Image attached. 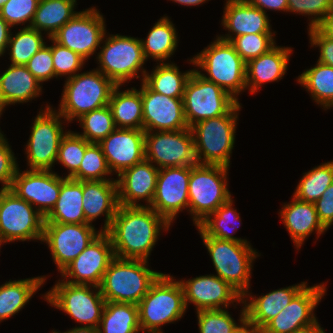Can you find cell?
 <instances>
[{
  "label": "cell",
  "mask_w": 333,
  "mask_h": 333,
  "mask_svg": "<svg viewBox=\"0 0 333 333\" xmlns=\"http://www.w3.org/2000/svg\"><path fill=\"white\" fill-rule=\"evenodd\" d=\"M169 227L170 224L151 207L119 205L106 233L115 257L147 261L160 231H168Z\"/></svg>",
  "instance_id": "1"
},
{
  "label": "cell",
  "mask_w": 333,
  "mask_h": 333,
  "mask_svg": "<svg viewBox=\"0 0 333 333\" xmlns=\"http://www.w3.org/2000/svg\"><path fill=\"white\" fill-rule=\"evenodd\" d=\"M147 262L115 257L99 286L105 301L138 305L162 274L149 269Z\"/></svg>",
  "instance_id": "2"
},
{
  "label": "cell",
  "mask_w": 333,
  "mask_h": 333,
  "mask_svg": "<svg viewBox=\"0 0 333 333\" xmlns=\"http://www.w3.org/2000/svg\"><path fill=\"white\" fill-rule=\"evenodd\" d=\"M189 61L206 71L208 76L196 70L204 79L217 84L237 101L239 93L247 88L246 62L230 42L221 40L218 36Z\"/></svg>",
  "instance_id": "3"
},
{
  "label": "cell",
  "mask_w": 333,
  "mask_h": 333,
  "mask_svg": "<svg viewBox=\"0 0 333 333\" xmlns=\"http://www.w3.org/2000/svg\"><path fill=\"white\" fill-rule=\"evenodd\" d=\"M240 109L238 102L227 114L199 121L190 127L199 164L230 166Z\"/></svg>",
  "instance_id": "4"
},
{
  "label": "cell",
  "mask_w": 333,
  "mask_h": 333,
  "mask_svg": "<svg viewBox=\"0 0 333 333\" xmlns=\"http://www.w3.org/2000/svg\"><path fill=\"white\" fill-rule=\"evenodd\" d=\"M173 278L162 273L138 303L141 331L163 333L161 325L177 321L185 314L184 291Z\"/></svg>",
  "instance_id": "5"
},
{
  "label": "cell",
  "mask_w": 333,
  "mask_h": 333,
  "mask_svg": "<svg viewBox=\"0 0 333 333\" xmlns=\"http://www.w3.org/2000/svg\"><path fill=\"white\" fill-rule=\"evenodd\" d=\"M117 85L97 68L76 74L65 81L59 113L64 121H73L83 114L109 105Z\"/></svg>",
  "instance_id": "6"
},
{
  "label": "cell",
  "mask_w": 333,
  "mask_h": 333,
  "mask_svg": "<svg viewBox=\"0 0 333 333\" xmlns=\"http://www.w3.org/2000/svg\"><path fill=\"white\" fill-rule=\"evenodd\" d=\"M228 169L227 166L215 164L197 163L191 166L188 208L196 227L231 198L227 188Z\"/></svg>",
  "instance_id": "7"
},
{
  "label": "cell",
  "mask_w": 333,
  "mask_h": 333,
  "mask_svg": "<svg viewBox=\"0 0 333 333\" xmlns=\"http://www.w3.org/2000/svg\"><path fill=\"white\" fill-rule=\"evenodd\" d=\"M212 258L217 276L229 283L242 296L249 291L252 262L259 255L249 242L201 237Z\"/></svg>",
  "instance_id": "8"
},
{
  "label": "cell",
  "mask_w": 333,
  "mask_h": 333,
  "mask_svg": "<svg viewBox=\"0 0 333 333\" xmlns=\"http://www.w3.org/2000/svg\"><path fill=\"white\" fill-rule=\"evenodd\" d=\"M101 46L97 54L100 63L99 70L116 85H124L128 80L139 77V70L142 71L144 80L146 70L143 69L145 58L143 55L141 39L119 34H111Z\"/></svg>",
  "instance_id": "9"
},
{
  "label": "cell",
  "mask_w": 333,
  "mask_h": 333,
  "mask_svg": "<svg viewBox=\"0 0 333 333\" xmlns=\"http://www.w3.org/2000/svg\"><path fill=\"white\" fill-rule=\"evenodd\" d=\"M95 289V291L93 289ZM44 299L56 309H61L84 327L98 328L106 301L100 287L94 285L70 284L59 280L45 294Z\"/></svg>",
  "instance_id": "10"
},
{
  "label": "cell",
  "mask_w": 333,
  "mask_h": 333,
  "mask_svg": "<svg viewBox=\"0 0 333 333\" xmlns=\"http://www.w3.org/2000/svg\"><path fill=\"white\" fill-rule=\"evenodd\" d=\"M237 103L220 86L207 81L193 69L183 96L184 116L189 128L199 121L227 114Z\"/></svg>",
  "instance_id": "11"
},
{
  "label": "cell",
  "mask_w": 333,
  "mask_h": 333,
  "mask_svg": "<svg viewBox=\"0 0 333 333\" xmlns=\"http://www.w3.org/2000/svg\"><path fill=\"white\" fill-rule=\"evenodd\" d=\"M11 189H0V236L5 242L40 240L45 217Z\"/></svg>",
  "instance_id": "12"
},
{
  "label": "cell",
  "mask_w": 333,
  "mask_h": 333,
  "mask_svg": "<svg viewBox=\"0 0 333 333\" xmlns=\"http://www.w3.org/2000/svg\"><path fill=\"white\" fill-rule=\"evenodd\" d=\"M41 111L32 123L26 146L29 170H51L56 162L61 140L67 133L62 127L63 117L57 110L47 105Z\"/></svg>",
  "instance_id": "13"
},
{
  "label": "cell",
  "mask_w": 333,
  "mask_h": 333,
  "mask_svg": "<svg viewBox=\"0 0 333 333\" xmlns=\"http://www.w3.org/2000/svg\"><path fill=\"white\" fill-rule=\"evenodd\" d=\"M145 159L158 169L196 165L191 129L145 132Z\"/></svg>",
  "instance_id": "14"
},
{
  "label": "cell",
  "mask_w": 333,
  "mask_h": 333,
  "mask_svg": "<svg viewBox=\"0 0 333 333\" xmlns=\"http://www.w3.org/2000/svg\"><path fill=\"white\" fill-rule=\"evenodd\" d=\"M105 26L104 18L99 10L91 7L78 12L52 38L86 61L107 37Z\"/></svg>",
  "instance_id": "15"
},
{
  "label": "cell",
  "mask_w": 333,
  "mask_h": 333,
  "mask_svg": "<svg viewBox=\"0 0 333 333\" xmlns=\"http://www.w3.org/2000/svg\"><path fill=\"white\" fill-rule=\"evenodd\" d=\"M102 231L89 223H45L41 242H45L61 273Z\"/></svg>",
  "instance_id": "16"
},
{
  "label": "cell",
  "mask_w": 333,
  "mask_h": 333,
  "mask_svg": "<svg viewBox=\"0 0 333 333\" xmlns=\"http://www.w3.org/2000/svg\"><path fill=\"white\" fill-rule=\"evenodd\" d=\"M114 258L111 239L106 232H101L61 272V277H64L63 281L70 284L94 285L99 287L105 271ZM68 277L72 280H68Z\"/></svg>",
  "instance_id": "17"
},
{
  "label": "cell",
  "mask_w": 333,
  "mask_h": 333,
  "mask_svg": "<svg viewBox=\"0 0 333 333\" xmlns=\"http://www.w3.org/2000/svg\"><path fill=\"white\" fill-rule=\"evenodd\" d=\"M190 172L191 166L159 169L156 190L150 207L170 225L177 213L188 209Z\"/></svg>",
  "instance_id": "18"
},
{
  "label": "cell",
  "mask_w": 333,
  "mask_h": 333,
  "mask_svg": "<svg viewBox=\"0 0 333 333\" xmlns=\"http://www.w3.org/2000/svg\"><path fill=\"white\" fill-rule=\"evenodd\" d=\"M307 285L260 330L261 333H292L318 321L313 312L326 292V285L324 286V283L311 287Z\"/></svg>",
  "instance_id": "19"
},
{
  "label": "cell",
  "mask_w": 333,
  "mask_h": 333,
  "mask_svg": "<svg viewBox=\"0 0 333 333\" xmlns=\"http://www.w3.org/2000/svg\"><path fill=\"white\" fill-rule=\"evenodd\" d=\"M19 170L10 189L46 217L58 200L61 176L52 170H26L22 173Z\"/></svg>",
  "instance_id": "20"
},
{
  "label": "cell",
  "mask_w": 333,
  "mask_h": 333,
  "mask_svg": "<svg viewBox=\"0 0 333 333\" xmlns=\"http://www.w3.org/2000/svg\"><path fill=\"white\" fill-rule=\"evenodd\" d=\"M141 84L145 132L189 128L184 116L183 98L168 97L152 91L143 81Z\"/></svg>",
  "instance_id": "21"
},
{
  "label": "cell",
  "mask_w": 333,
  "mask_h": 333,
  "mask_svg": "<svg viewBox=\"0 0 333 333\" xmlns=\"http://www.w3.org/2000/svg\"><path fill=\"white\" fill-rule=\"evenodd\" d=\"M179 282L184 291L186 308L191 302L197 311L223 309V307L228 309L231 303L243 302V296L217 275H203Z\"/></svg>",
  "instance_id": "22"
},
{
  "label": "cell",
  "mask_w": 333,
  "mask_h": 333,
  "mask_svg": "<svg viewBox=\"0 0 333 333\" xmlns=\"http://www.w3.org/2000/svg\"><path fill=\"white\" fill-rule=\"evenodd\" d=\"M111 172L118 175L145 159V131L116 128L98 143Z\"/></svg>",
  "instance_id": "23"
},
{
  "label": "cell",
  "mask_w": 333,
  "mask_h": 333,
  "mask_svg": "<svg viewBox=\"0 0 333 333\" xmlns=\"http://www.w3.org/2000/svg\"><path fill=\"white\" fill-rule=\"evenodd\" d=\"M154 165L144 159L117 175L119 178L116 180L119 205L151 206L159 172V169ZM142 199L146 200L148 205L137 203Z\"/></svg>",
  "instance_id": "24"
},
{
  "label": "cell",
  "mask_w": 333,
  "mask_h": 333,
  "mask_svg": "<svg viewBox=\"0 0 333 333\" xmlns=\"http://www.w3.org/2000/svg\"><path fill=\"white\" fill-rule=\"evenodd\" d=\"M224 10L222 25L233 34L219 36L221 40L230 42L241 35L272 33L267 14L245 0H227Z\"/></svg>",
  "instance_id": "25"
},
{
  "label": "cell",
  "mask_w": 333,
  "mask_h": 333,
  "mask_svg": "<svg viewBox=\"0 0 333 333\" xmlns=\"http://www.w3.org/2000/svg\"><path fill=\"white\" fill-rule=\"evenodd\" d=\"M82 204L85 223L92 225L93 221L105 214L106 220L101 231L106 232L119 207L116 179L83 181Z\"/></svg>",
  "instance_id": "26"
},
{
  "label": "cell",
  "mask_w": 333,
  "mask_h": 333,
  "mask_svg": "<svg viewBox=\"0 0 333 333\" xmlns=\"http://www.w3.org/2000/svg\"><path fill=\"white\" fill-rule=\"evenodd\" d=\"M307 284L292 285L286 288L273 290L258 298L247 292L243 296V307H245L246 320L261 330L271 319L278 315L286 307L293 297ZM250 299L248 302V298ZM247 299V300H246ZM247 302V303H246Z\"/></svg>",
  "instance_id": "27"
},
{
  "label": "cell",
  "mask_w": 333,
  "mask_h": 333,
  "mask_svg": "<svg viewBox=\"0 0 333 333\" xmlns=\"http://www.w3.org/2000/svg\"><path fill=\"white\" fill-rule=\"evenodd\" d=\"M292 49L275 46L270 51L246 63V87L251 93L257 92L266 82L282 79L286 74Z\"/></svg>",
  "instance_id": "28"
},
{
  "label": "cell",
  "mask_w": 333,
  "mask_h": 333,
  "mask_svg": "<svg viewBox=\"0 0 333 333\" xmlns=\"http://www.w3.org/2000/svg\"><path fill=\"white\" fill-rule=\"evenodd\" d=\"M292 197L291 203L283 206L280 217L298 250L314 230L319 237L327 229L320 222L314 203L301 201L295 196Z\"/></svg>",
  "instance_id": "29"
},
{
  "label": "cell",
  "mask_w": 333,
  "mask_h": 333,
  "mask_svg": "<svg viewBox=\"0 0 333 333\" xmlns=\"http://www.w3.org/2000/svg\"><path fill=\"white\" fill-rule=\"evenodd\" d=\"M42 92L41 83L23 65H11L0 74V107L26 103Z\"/></svg>",
  "instance_id": "30"
},
{
  "label": "cell",
  "mask_w": 333,
  "mask_h": 333,
  "mask_svg": "<svg viewBox=\"0 0 333 333\" xmlns=\"http://www.w3.org/2000/svg\"><path fill=\"white\" fill-rule=\"evenodd\" d=\"M82 199L83 181L61 177L58 200L51 212L45 217V223H85Z\"/></svg>",
  "instance_id": "31"
},
{
  "label": "cell",
  "mask_w": 333,
  "mask_h": 333,
  "mask_svg": "<svg viewBox=\"0 0 333 333\" xmlns=\"http://www.w3.org/2000/svg\"><path fill=\"white\" fill-rule=\"evenodd\" d=\"M119 89L120 85L113 89L109 101L116 128L143 129L141 88Z\"/></svg>",
  "instance_id": "32"
},
{
  "label": "cell",
  "mask_w": 333,
  "mask_h": 333,
  "mask_svg": "<svg viewBox=\"0 0 333 333\" xmlns=\"http://www.w3.org/2000/svg\"><path fill=\"white\" fill-rule=\"evenodd\" d=\"M46 277L38 276L6 282L0 286V322L14 316L44 284Z\"/></svg>",
  "instance_id": "33"
},
{
  "label": "cell",
  "mask_w": 333,
  "mask_h": 333,
  "mask_svg": "<svg viewBox=\"0 0 333 333\" xmlns=\"http://www.w3.org/2000/svg\"><path fill=\"white\" fill-rule=\"evenodd\" d=\"M76 0H40L30 27L47 32L52 37L78 12L74 11Z\"/></svg>",
  "instance_id": "34"
},
{
  "label": "cell",
  "mask_w": 333,
  "mask_h": 333,
  "mask_svg": "<svg viewBox=\"0 0 333 333\" xmlns=\"http://www.w3.org/2000/svg\"><path fill=\"white\" fill-rule=\"evenodd\" d=\"M140 331L138 305L106 301L98 326L99 333H138Z\"/></svg>",
  "instance_id": "35"
},
{
  "label": "cell",
  "mask_w": 333,
  "mask_h": 333,
  "mask_svg": "<svg viewBox=\"0 0 333 333\" xmlns=\"http://www.w3.org/2000/svg\"><path fill=\"white\" fill-rule=\"evenodd\" d=\"M174 24L167 17H161L149 31L146 40H141L143 55L164 63L176 50L177 36Z\"/></svg>",
  "instance_id": "36"
},
{
  "label": "cell",
  "mask_w": 333,
  "mask_h": 333,
  "mask_svg": "<svg viewBox=\"0 0 333 333\" xmlns=\"http://www.w3.org/2000/svg\"><path fill=\"white\" fill-rule=\"evenodd\" d=\"M232 203L233 200L230 198L197 226L201 237H214L234 242H248L245 239L233 236V232L235 233L238 229L237 225H239L236 222L240 223L241 219L236 209L232 208ZM229 223H232V226L229 227Z\"/></svg>",
  "instance_id": "37"
},
{
  "label": "cell",
  "mask_w": 333,
  "mask_h": 333,
  "mask_svg": "<svg viewBox=\"0 0 333 333\" xmlns=\"http://www.w3.org/2000/svg\"><path fill=\"white\" fill-rule=\"evenodd\" d=\"M193 70L181 73L175 63H160L143 82L154 92L173 98H183L184 88Z\"/></svg>",
  "instance_id": "38"
},
{
  "label": "cell",
  "mask_w": 333,
  "mask_h": 333,
  "mask_svg": "<svg viewBox=\"0 0 333 333\" xmlns=\"http://www.w3.org/2000/svg\"><path fill=\"white\" fill-rule=\"evenodd\" d=\"M297 79L317 104L325 109L333 107V67L317 61L315 67L307 69Z\"/></svg>",
  "instance_id": "39"
},
{
  "label": "cell",
  "mask_w": 333,
  "mask_h": 333,
  "mask_svg": "<svg viewBox=\"0 0 333 333\" xmlns=\"http://www.w3.org/2000/svg\"><path fill=\"white\" fill-rule=\"evenodd\" d=\"M332 183L333 161H330L304 173L293 196L301 201L314 203Z\"/></svg>",
  "instance_id": "40"
},
{
  "label": "cell",
  "mask_w": 333,
  "mask_h": 333,
  "mask_svg": "<svg viewBox=\"0 0 333 333\" xmlns=\"http://www.w3.org/2000/svg\"><path fill=\"white\" fill-rule=\"evenodd\" d=\"M8 42L7 50L10 48L11 65L25 66L30 58L37 53L46 43L43 39L42 32L32 27H24L15 33ZM44 41V42H43Z\"/></svg>",
  "instance_id": "41"
},
{
  "label": "cell",
  "mask_w": 333,
  "mask_h": 333,
  "mask_svg": "<svg viewBox=\"0 0 333 333\" xmlns=\"http://www.w3.org/2000/svg\"><path fill=\"white\" fill-rule=\"evenodd\" d=\"M83 133H77L89 143H100L116 129L109 105L92 110L78 118Z\"/></svg>",
  "instance_id": "42"
},
{
  "label": "cell",
  "mask_w": 333,
  "mask_h": 333,
  "mask_svg": "<svg viewBox=\"0 0 333 333\" xmlns=\"http://www.w3.org/2000/svg\"><path fill=\"white\" fill-rule=\"evenodd\" d=\"M111 173L101 146L91 143L85 150L78 171L71 178L78 181L110 180L106 176Z\"/></svg>",
  "instance_id": "43"
},
{
  "label": "cell",
  "mask_w": 333,
  "mask_h": 333,
  "mask_svg": "<svg viewBox=\"0 0 333 333\" xmlns=\"http://www.w3.org/2000/svg\"><path fill=\"white\" fill-rule=\"evenodd\" d=\"M90 144L76 132L68 131L62 138L56 161L69 169L66 178H71L78 171L85 150Z\"/></svg>",
  "instance_id": "44"
},
{
  "label": "cell",
  "mask_w": 333,
  "mask_h": 333,
  "mask_svg": "<svg viewBox=\"0 0 333 333\" xmlns=\"http://www.w3.org/2000/svg\"><path fill=\"white\" fill-rule=\"evenodd\" d=\"M274 33L246 34L234 37L230 43L247 63L249 60L267 53L275 47Z\"/></svg>",
  "instance_id": "45"
},
{
  "label": "cell",
  "mask_w": 333,
  "mask_h": 333,
  "mask_svg": "<svg viewBox=\"0 0 333 333\" xmlns=\"http://www.w3.org/2000/svg\"><path fill=\"white\" fill-rule=\"evenodd\" d=\"M200 333H234L240 326L226 309L197 311Z\"/></svg>",
  "instance_id": "46"
},
{
  "label": "cell",
  "mask_w": 333,
  "mask_h": 333,
  "mask_svg": "<svg viewBox=\"0 0 333 333\" xmlns=\"http://www.w3.org/2000/svg\"><path fill=\"white\" fill-rule=\"evenodd\" d=\"M49 39L52 41L51 50L55 77L68 75L67 79H69L75 76L86 61L76 52L57 43L52 37Z\"/></svg>",
  "instance_id": "47"
},
{
  "label": "cell",
  "mask_w": 333,
  "mask_h": 333,
  "mask_svg": "<svg viewBox=\"0 0 333 333\" xmlns=\"http://www.w3.org/2000/svg\"><path fill=\"white\" fill-rule=\"evenodd\" d=\"M40 0H8L0 9V16L11 26L25 25L30 27Z\"/></svg>",
  "instance_id": "48"
},
{
  "label": "cell",
  "mask_w": 333,
  "mask_h": 333,
  "mask_svg": "<svg viewBox=\"0 0 333 333\" xmlns=\"http://www.w3.org/2000/svg\"><path fill=\"white\" fill-rule=\"evenodd\" d=\"M288 12L312 16L309 29L315 28L329 10L333 8V0H287ZM314 16V18H313Z\"/></svg>",
  "instance_id": "49"
},
{
  "label": "cell",
  "mask_w": 333,
  "mask_h": 333,
  "mask_svg": "<svg viewBox=\"0 0 333 333\" xmlns=\"http://www.w3.org/2000/svg\"><path fill=\"white\" fill-rule=\"evenodd\" d=\"M25 66L40 83L55 77L51 46L45 44Z\"/></svg>",
  "instance_id": "50"
},
{
  "label": "cell",
  "mask_w": 333,
  "mask_h": 333,
  "mask_svg": "<svg viewBox=\"0 0 333 333\" xmlns=\"http://www.w3.org/2000/svg\"><path fill=\"white\" fill-rule=\"evenodd\" d=\"M14 153L11 150L6 138L2 134L0 136V182L2 187L0 189H10L13 179L18 170V163Z\"/></svg>",
  "instance_id": "51"
},
{
  "label": "cell",
  "mask_w": 333,
  "mask_h": 333,
  "mask_svg": "<svg viewBox=\"0 0 333 333\" xmlns=\"http://www.w3.org/2000/svg\"><path fill=\"white\" fill-rule=\"evenodd\" d=\"M311 46L319 47L320 56L318 62L333 67V41L326 38L316 27L308 30Z\"/></svg>",
  "instance_id": "52"
},
{
  "label": "cell",
  "mask_w": 333,
  "mask_h": 333,
  "mask_svg": "<svg viewBox=\"0 0 333 333\" xmlns=\"http://www.w3.org/2000/svg\"><path fill=\"white\" fill-rule=\"evenodd\" d=\"M318 218L322 225L328 229L333 224V183L322 194V197L314 202Z\"/></svg>",
  "instance_id": "53"
},
{
  "label": "cell",
  "mask_w": 333,
  "mask_h": 333,
  "mask_svg": "<svg viewBox=\"0 0 333 333\" xmlns=\"http://www.w3.org/2000/svg\"><path fill=\"white\" fill-rule=\"evenodd\" d=\"M252 6L258 7L263 12L266 13V10H278L287 12L288 1L287 0H245Z\"/></svg>",
  "instance_id": "54"
},
{
  "label": "cell",
  "mask_w": 333,
  "mask_h": 333,
  "mask_svg": "<svg viewBox=\"0 0 333 333\" xmlns=\"http://www.w3.org/2000/svg\"><path fill=\"white\" fill-rule=\"evenodd\" d=\"M316 28L328 39L333 41V8L316 25Z\"/></svg>",
  "instance_id": "55"
},
{
  "label": "cell",
  "mask_w": 333,
  "mask_h": 333,
  "mask_svg": "<svg viewBox=\"0 0 333 333\" xmlns=\"http://www.w3.org/2000/svg\"><path fill=\"white\" fill-rule=\"evenodd\" d=\"M10 28L12 27L0 16V57L6 52L11 35Z\"/></svg>",
  "instance_id": "56"
},
{
  "label": "cell",
  "mask_w": 333,
  "mask_h": 333,
  "mask_svg": "<svg viewBox=\"0 0 333 333\" xmlns=\"http://www.w3.org/2000/svg\"><path fill=\"white\" fill-rule=\"evenodd\" d=\"M241 317L239 319L240 326L236 329L234 333H261V331L253 326L250 322L246 320L245 307L241 310Z\"/></svg>",
  "instance_id": "57"
},
{
  "label": "cell",
  "mask_w": 333,
  "mask_h": 333,
  "mask_svg": "<svg viewBox=\"0 0 333 333\" xmlns=\"http://www.w3.org/2000/svg\"><path fill=\"white\" fill-rule=\"evenodd\" d=\"M292 333H326V332L324 331V329L321 328L319 322L317 321L315 324L296 330Z\"/></svg>",
  "instance_id": "58"
},
{
  "label": "cell",
  "mask_w": 333,
  "mask_h": 333,
  "mask_svg": "<svg viewBox=\"0 0 333 333\" xmlns=\"http://www.w3.org/2000/svg\"><path fill=\"white\" fill-rule=\"evenodd\" d=\"M62 333H99L98 328L79 326Z\"/></svg>",
  "instance_id": "59"
},
{
  "label": "cell",
  "mask_w": 333,
  "mask_h": 333,
  "mask_svg": "<svg viewBox=\"0 0 333 333\" xmlns=\"http://www.w3.org/2000/svg\"><path fill=\"white\" fill-rule=\"evenodd\" d=\"M176 3H179L181 5H186V6H196V5H199V4H202L208 0H172Z\"/></svg>",
  "instance_id": "60"
},
{
  "label": "cell",
  "mask_w": 333,
  "mask_h": 333,
  "mask_svg": "<svg viewBox=\"0 0 333 333\" xmlns=\"http://www.w3.org/2000/svg\"><path fill=\"white\" fill-rule=\"evenodd\" d=\"M8 0H0V9L3 7L5 3H7Z\"/></svg>",
  "instance_id": "61"
},
{
  "label": "cell",
  "mask_w": 333,
  "mask_h": 333,
  "mask_svg": "<svg viewBox=\"0 0 333 333\" xmlns=\"http://www.w3.org/2000/svg\"><path fill=\"white\" fill-rule=\"evenodd\" d=\"M2 243H6L5 240L0 236V247Z\"/></svg>",
  "instance_id": "62"
},
{
  "label": "cell",
  "mask_w": 333,
  "mask_h": 333,
  "mask_svg": "<svg viewBox=\"0 0 333 333\" xmlns=\"http://www.w3.org/2000/svg\"><path fill=\"white\" fill-rule=\"evenodd\" d=\"M2 111H3V109L0 107V117H1ZM1 135H2V133H1V130H0V136Z\"/></svg>",
  "instance_id": "63"
}]
</instances>
